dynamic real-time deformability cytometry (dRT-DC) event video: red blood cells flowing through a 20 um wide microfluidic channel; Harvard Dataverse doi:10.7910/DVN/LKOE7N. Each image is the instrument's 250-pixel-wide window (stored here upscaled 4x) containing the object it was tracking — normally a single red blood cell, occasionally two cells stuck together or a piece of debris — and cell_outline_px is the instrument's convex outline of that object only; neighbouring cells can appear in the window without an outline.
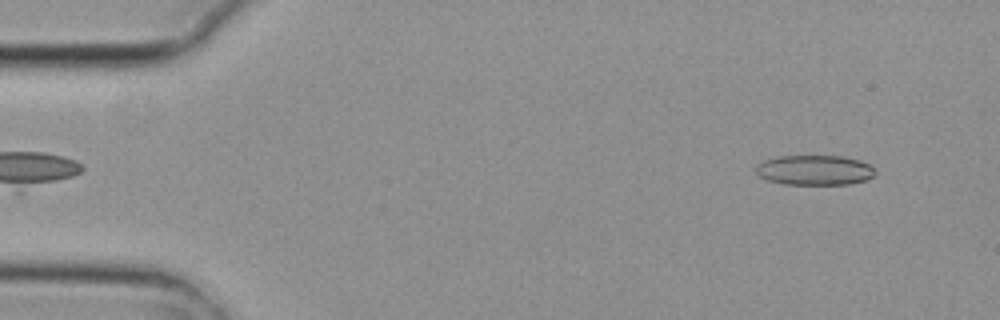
{"species": "common noctule bat (a hibernating species)", "species_latin": "Nyctalus noctula", "temperature_condition": "cold", "stored_images_in_passage": 4, "camera_frame_rate_fps": 3000, "um_per_image_px": 0.085, "animal": {"sex": "female", "body_mass_g": 29.2, "forearm_length_mm": 56.3}, "frame": {"image": 1, "passage_image": 4, "time_ms": 1.0, "image_size_px": [1000, 320], "cell_outline_px": [[876, 172], [868, 180], [848, 184], [784, 184], [768, 180], [760, 176], [756, 172], [756, 164], [764, 160], [780, 156], [844, 156], [860, 160], [868, 164]], "centroid_in_image_um": [69.24, 14.46], "position_along_channel_um": 15.8, "area_um2": 20.81}}